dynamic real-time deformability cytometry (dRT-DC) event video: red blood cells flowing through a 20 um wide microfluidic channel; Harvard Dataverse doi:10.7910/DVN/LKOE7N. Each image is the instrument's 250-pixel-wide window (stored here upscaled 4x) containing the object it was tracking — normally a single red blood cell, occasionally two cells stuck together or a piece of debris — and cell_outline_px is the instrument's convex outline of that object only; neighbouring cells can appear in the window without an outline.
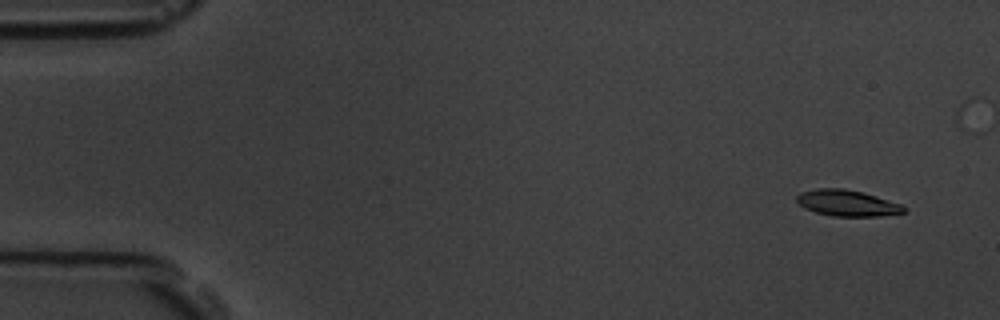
{"species": "common noctule bat (a hibernating species)", "species_latin": "Nyctalus noctula", "temperature_condition": "room temperature", "stored_images_in_passage": 5, "camera_frame_rate_fps": 3000, "um_per_image_px": 0.085, "animal": {"sex": "male", "body_mass_g": 19.5, "forearm_length_mm": 54.6}, "frame": {"image": 1, "passage_image": 1, "time_ms": 0.0, "image_size_px": [1000, 320], "cell_outline_px": [[904, 212], [876, 216], [832, 216], [816, 212], [804, 208], [796, 200], [796, 196], [800, 192], [816, 188], [844, 188], [864, 192], [900, 204], [904, 208]], "centroid_in_image_um": [71.95, 17.24], "position_along_channel_um": 13.1, "area_um2": 16.18}}
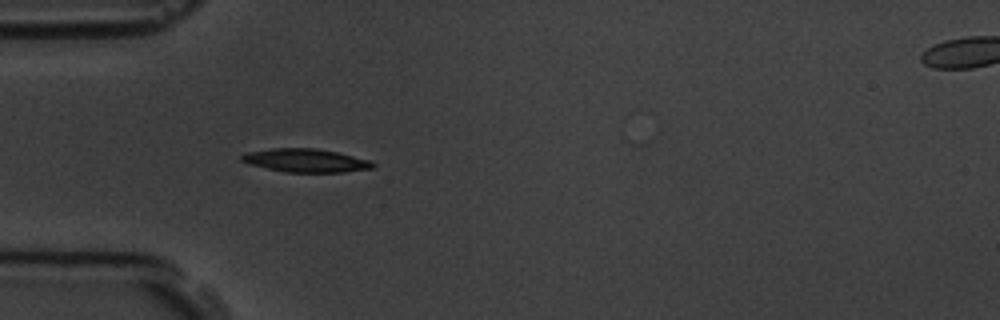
{"frame": {"image": 2, "passage_image": 5, "time_ms": 4.333, "image_size_px": [1000, 320], "cell_outline_px": [[376, 164], [372, 168], [344, 172], [284, 172], [248, 164], [240, 160], [240, 156], [248, 152], [272, 148], [316, 148], [336, 152], [368, 160]], "centroid_in_image_um": [25.94, 13.64], "position_along_channel_um": 59.1, "area_um2": 17.74}}